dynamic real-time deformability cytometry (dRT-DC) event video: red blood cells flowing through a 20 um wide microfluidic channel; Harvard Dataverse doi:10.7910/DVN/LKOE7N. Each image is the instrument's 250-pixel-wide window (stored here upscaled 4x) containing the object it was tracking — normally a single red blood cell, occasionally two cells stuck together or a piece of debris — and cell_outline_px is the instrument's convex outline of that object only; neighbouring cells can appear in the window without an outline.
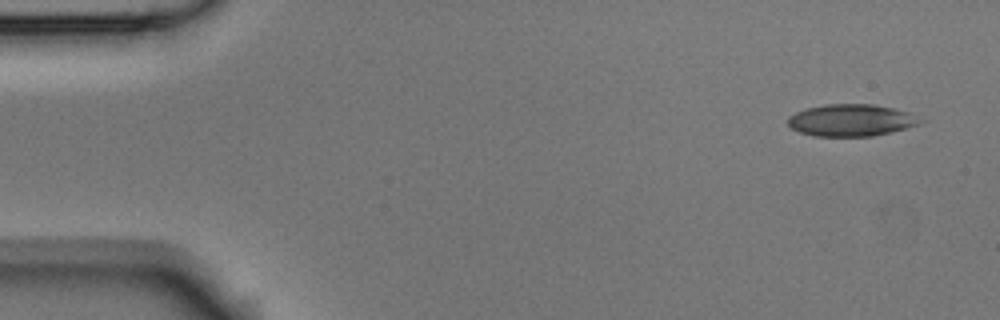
{"species": "Egyptian fruit bat (a non-hibernating species)", "species_latin": "Rousettus aegyptiacus", "temperature_condition": "room temperature", "stored_images_in_passage": 7, "camera_frame_rate_fps": 3000, "um_per_image_px": 0.085, "animal": {"sex": "male"}, "frame": {"image": 1, "passage_image": 1, "time_ms": 0.0, "image_size_px": [1000, 320], "cell_outline_px": [[924, 120], [920, 124], [892, 132], [872, 136], [812, 136], [800, 132], [792, 128], [788, 124], [788, 116], [796, 112], [808, 108], [824, 104], [872, 104], [892, 108], [908, 112]], "centroid_in_image_um": [72.35, 10.22], "position_along_channel_um": 12.7, "area_um2": 24.62}}
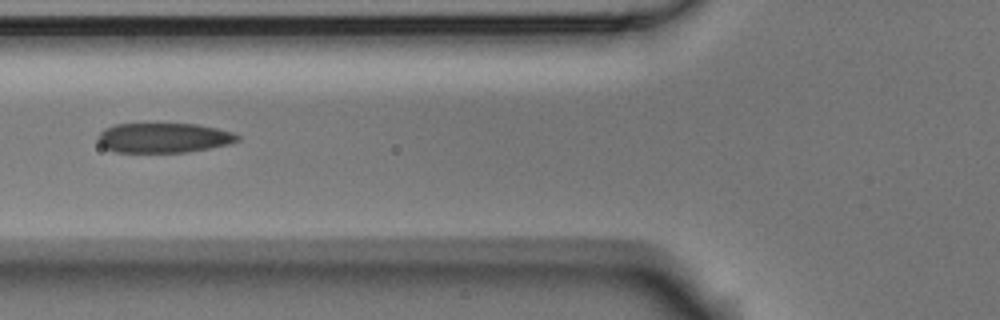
{"frame": {"image": 2, "passage_image": 5, "time_ms": 1.333, "image_size_px": [1000, 320], "cell_outline_px": [[240, 140], [228, 144], [188, 152], [112, 152], [104, 148], [100, 144], [96, 136], [104, 128], [116, 124], [196, 124], [216, 128], [232, 132], [240, 136]], "centroid_in_image_um": [13.87, 11.72], "position_along_channel_um": 111.9, "area_um2": 24.28}}
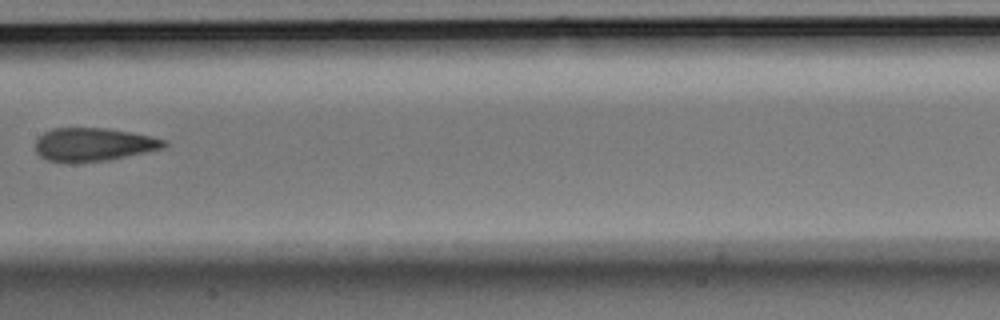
{"frame": {"image": 3, "passage_image": 7, "time_ms": 2.0, "image_size_px": [1000, 320], "cell_outline_px": [[168, 144], [164, 148], [108, 160], [72, 164], [64, 164], [48, 160], [40, 156], [36, 152], [36, 140], [44, 132], [52, 128], [104, 128], [132, 132], [152, 136], [164, 140]], "centroid_in_image_um": [7.92, 12.3], "position_along_channel_um": 199.5, "area_um2": 25.26}}